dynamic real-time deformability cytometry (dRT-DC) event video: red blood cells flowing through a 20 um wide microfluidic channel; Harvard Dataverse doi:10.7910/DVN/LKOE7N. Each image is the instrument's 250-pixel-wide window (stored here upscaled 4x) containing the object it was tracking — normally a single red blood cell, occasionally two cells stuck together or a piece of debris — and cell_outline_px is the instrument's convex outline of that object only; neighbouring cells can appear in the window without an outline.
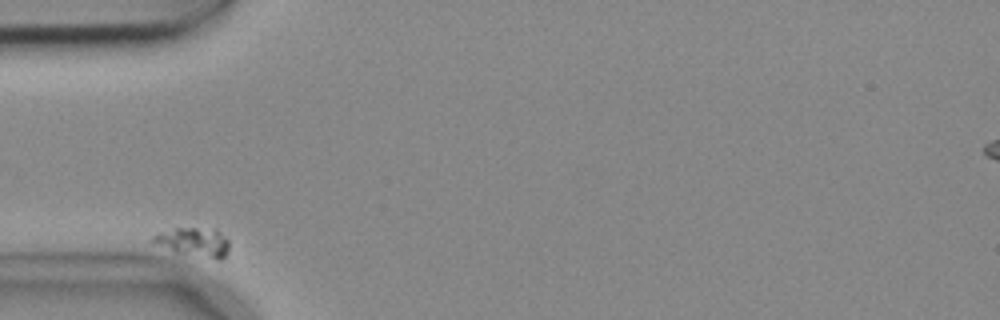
{"species": "common noctule bat (a hibernating species)", "species_latin": "Nyctalus noctula", "temperature_condition": "cold", "stored_images_in_passage": 2, "camera_frame_rate_fps": 3000, "um_per_image_px": 0.085, "animal": {"sex": "female", "body_mass_g": 18.4}, "frame": {"image": 1, "passage_image": 1, "time_ms": 0.0, "image_size_px": [1000, 320], "cell_outline_px": [[228, 252], [220, 260], [216, 260], [176, 252], [152, 240], [152, 236], [160, 232], [176, 228], [216, 228], [228, 240]], "centroid_in_image_um": [16.55, 20.57], "position_along_channel_um": 68.4, "area_um2": 12.66}}
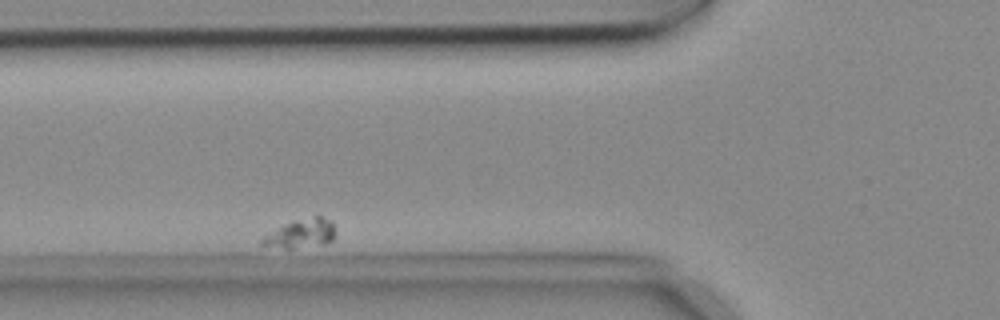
{"frame": {"image": 2, "passage_image": 2, "time_ms": 0.333, "image_size_px": [1000, 320], "cell_outline_px": [[336, 232], [332, 240], [324, 244], [292, 248], [284, 248], [260, 244], [260, 240], [268, 232], [296, 220], [316, 216], [320, 216], [332, 220]], "centroid_in_image_um": [25.62, 19.85], "position_along_channel_um": 100.2, "area_um2": 12.14}}